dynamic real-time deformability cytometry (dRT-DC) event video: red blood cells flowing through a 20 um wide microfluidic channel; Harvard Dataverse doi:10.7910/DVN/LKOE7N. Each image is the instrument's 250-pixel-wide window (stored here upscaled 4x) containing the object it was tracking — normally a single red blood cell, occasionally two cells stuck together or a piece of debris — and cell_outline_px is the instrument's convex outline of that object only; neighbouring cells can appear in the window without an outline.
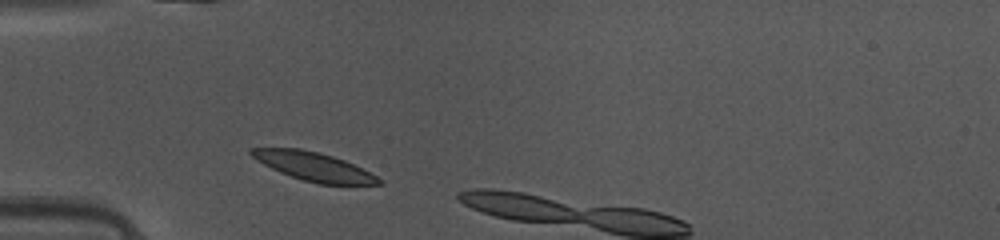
{"species": "common noctule bat (a hibernating species)", "species_latin": "Nyctalus noctula", "temperature_condition": "warm", "stored_images_in_passage": 3, "camera_frame_rate_fps": 3000, "um_per_image_px": 0.085, "animal": {"sex": "female", "body_mass_g": 10.0, "forearm_length_mm": 53.1}, "frame": {"image": 1, "passage_image": 1, "time_ms": 0.0, "image_size_px": [1000, 240], "cell_outline_px": [[384, 184], [320, 184], [304, 180], [280, 172], [256, 160], [248, 152], [248, 148], [300, 148], [332, 156], [344, 160], [384, 180]], "centroid_in_image_um": [26.64, 14.15], "position_along_channel_um": 58.4, "area_um2": 20.87}}